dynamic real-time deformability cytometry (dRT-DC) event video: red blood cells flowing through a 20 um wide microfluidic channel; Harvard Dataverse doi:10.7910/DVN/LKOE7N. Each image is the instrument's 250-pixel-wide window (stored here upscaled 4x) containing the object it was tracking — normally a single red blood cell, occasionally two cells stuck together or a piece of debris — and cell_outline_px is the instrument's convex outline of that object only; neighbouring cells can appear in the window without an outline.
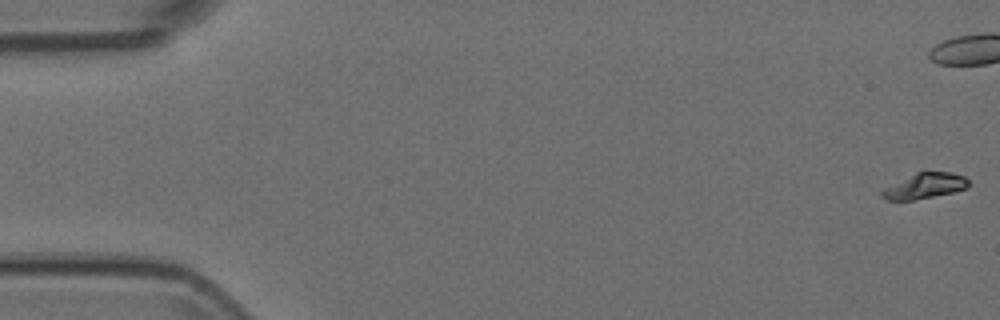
{"species": "Egyptian fruit bat (a non-hibernating species)", "species_latin": "Rousettus aegyptiacus", "temperature_condition": "room temperature", "stored_images_in_passage": 55, "camera_frame_rate_fps": 3000, "um_per_image_px": 0.085, "animal": {"sex": "female"}, "frame": {"image": 1, "passage_image": 1, "time_ms": 0.0, "image_size_px": [1000, 320], "cell_outline_px": [[968, 188], [952, 192], [912, 200], [884, 200], [880, 196], [880, 192], [884, 188], [916, 172], [952, 172], [964, 176], [968, 180]], "centroid_in_image_um": [78.58, 15.8], "position_along_channel_um": 6.4, "area_um2": 12.72}}
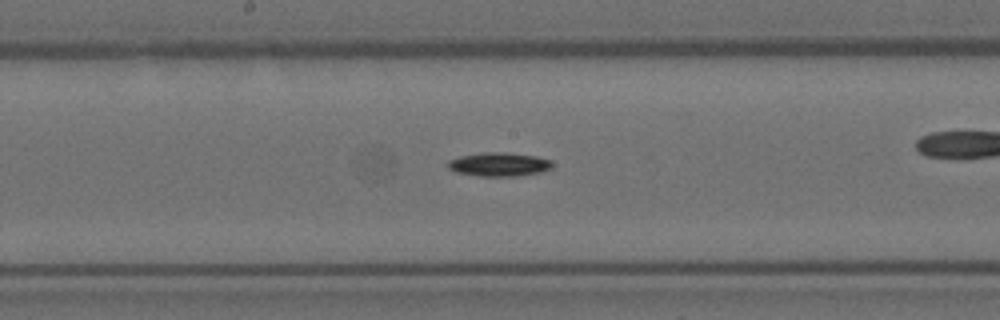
{"frame": {"image": 2, "passage_image": 28, "time_ms": 9.0, "image_size_px": [1000, 320], "cell_outline_px": [[552, 168], [540, 172], [516, 176], [480, 176], [456, 172], [448, 168], [448, 160], [460, 156], [484, 152], [504, 152], [536, 156], [548, 160], [552, 164]], "centroid_in_image_um": [42.39, 13.97], "position_along_channel_um": 205.8, "area_um2": 14.33}}
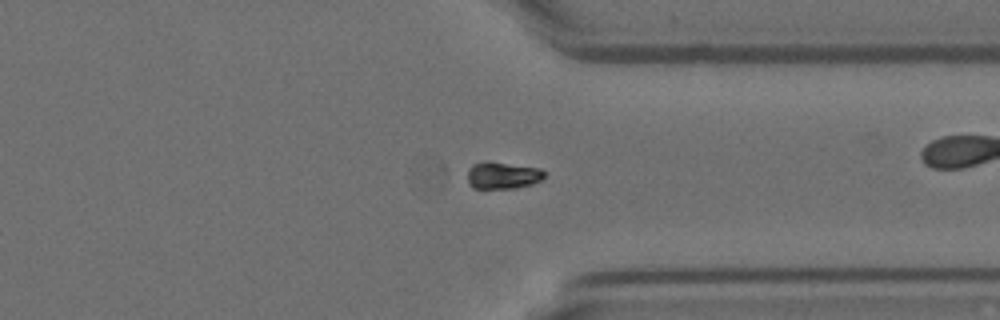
{"frame": {"image": 3, "passage_image": 41, "time_ms": 13.333, "image_size_px": [1000, 320], "cell_outline_px": [[544, 176], [540, 180], [532, 184], [516, 188], [472, 188], [468, 184], [468, 168], [472, 164], [504, 164], [540, 168], [544, 172]], "centroid_in_image_um": [42.72, 14.96], "position_along_channel_um": 368.7, "area_um2": 11.5}}